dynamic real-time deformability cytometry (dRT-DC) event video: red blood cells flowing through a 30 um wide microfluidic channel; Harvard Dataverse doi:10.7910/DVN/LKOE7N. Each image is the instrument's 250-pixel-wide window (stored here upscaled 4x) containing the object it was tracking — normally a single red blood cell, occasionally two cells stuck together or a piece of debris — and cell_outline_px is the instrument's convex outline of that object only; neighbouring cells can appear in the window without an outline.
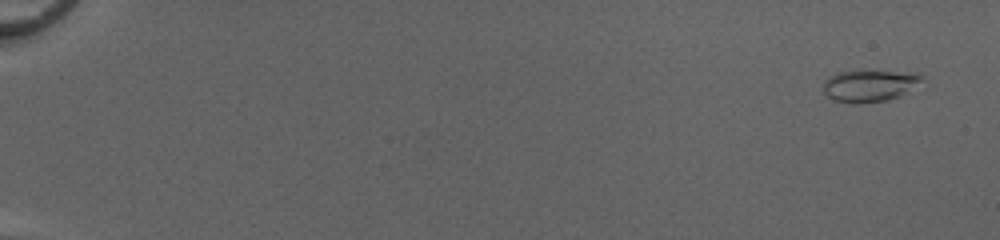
{"species": "common noctule bat (a hibernating species)", "species_latin": "Nyctalus noctula", "temperature_condition": "cold", "stored_images_in_passage": 51, "camera_frame_rate_fps": 3000, "um_per_image_px": 0.085, "animal": {"sex": "female", "body_mass_g": 20.0, "forearm_length_mm": 54.0}, "frame": {"image": 1, "passage_image": 1, "time_ms": 0.0, "image_size_px": [1000, 240], "cell_outline_px": [[924, 80], [900, 96], [888, 100], [856, 104], [852, 104], [832, 100], [824, 92], [824, 80], [828, 76], [836, 72], [860, 68], [868, 68], [916, 72], [924, 76]], "centroid_in_image_um": [73.91, 7.22], "position_along_channel_um": 11.1, "area_um2": 19.48}}
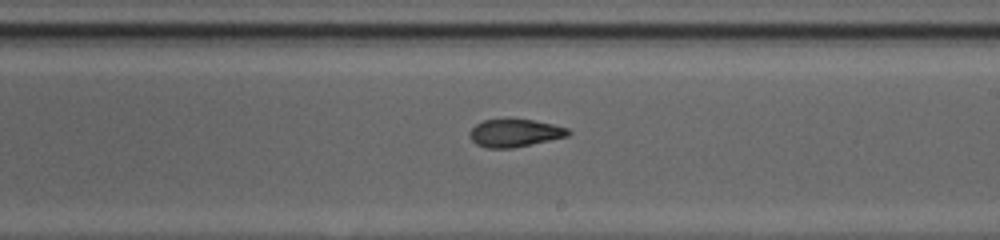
{"frame": {"image": 2, "passage_image": 32, "time_ms": 10.333, "image_size_px": [1000, 240], "cell_outline_px": [[572, 132], [568, 136], [512, 148], [484, 148], [476, 144], [468, 136], [468, 132], [476, 124], [484, 120], [532, 120], [552, 124], [568, 128]], "centroid_in_image_um": [43.73, 11.32], "position_along_channel_um": 245.3, "area_um2": 15.78}}
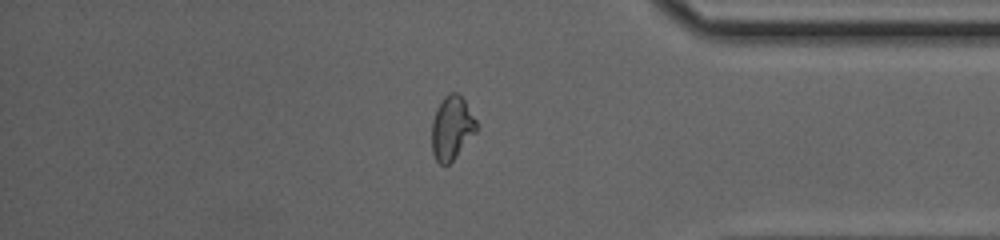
{"frame": {"image": 3, "passage_image": 44, "time_ms": 14.333, "image_size_px": [1000, 240], "cell_outline_px": [[476, 132], [456, 156], [448, 164], [440, 164], [436, 160], [432, 152], [432, 120], [436, 108], [444, 96], [448, 92], [460, 92], [476, 120]], "centroid_in_image_um": [38.39, 10.83], "position_along_channel_um": 396.8, "area_um2": 16.59}, "authors_computed_cell_mechanics": {"area_um2": 16.7042, "velocity_mm_per_s": 4.1631, "shape_relaxation_time_tau1_ms": null, "shape_relaxation_time_tau2_ms": 1.6116, "deformation_change_tau1": null, "deformation_change_tau2": 0.0782}}